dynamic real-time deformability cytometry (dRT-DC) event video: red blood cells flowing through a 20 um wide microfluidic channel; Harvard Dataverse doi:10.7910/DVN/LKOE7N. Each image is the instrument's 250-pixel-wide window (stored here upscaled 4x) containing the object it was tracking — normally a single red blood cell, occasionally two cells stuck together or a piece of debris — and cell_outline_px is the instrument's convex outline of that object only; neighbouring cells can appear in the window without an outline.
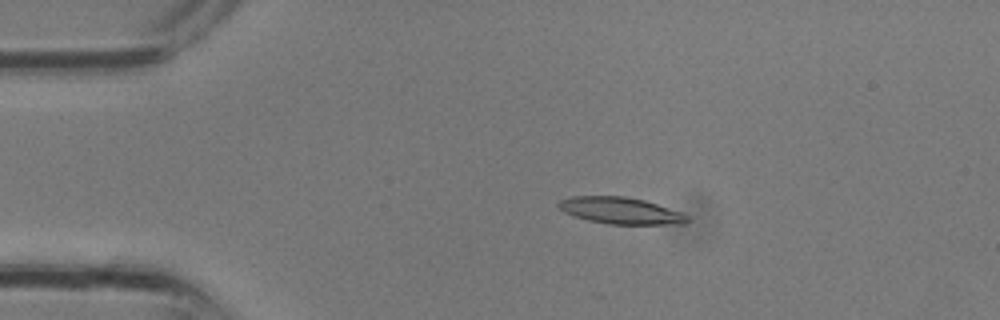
{"species": "common noctule bat (a hibernating species)", "species_latin": "Nyctalus noctula", "temperature_condition": "room temperature", "stored_images_in_passage": 13, "camera_frame_rate_fps": 3000, "um_per_image_px": 0.085, "animal": {"sex": "male", "body_mass_g": 13.3}, "frame": {"image": 1, "passage_image": 6, "time_ms": 1.667, "image_size_px": [1000, 320], "cell_outline_px": [[692, 220], [688, 224], [608, 224], [588, 220], [564, 212], [556, 204], [560, 200], [572, 196], [624, 196], [644, 200], [684, 212], [692, 216]], "centroid_in_image_um": [52.86, 17.91], "position_along_channel_um": 32.1, "area_um2": 20.29}}
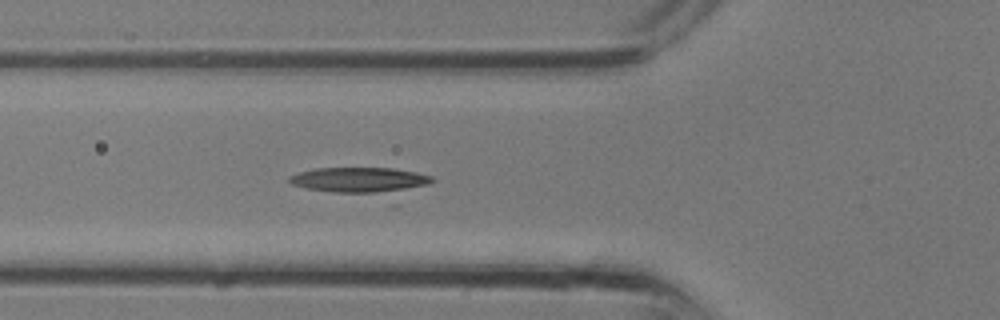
{"frame": {"image": 2, "passage_image": 11, "time_ms": 3.333, "image_size_px": [1000, 320], "cell_outline_px": [[436, 180], [396, 208], [392, 208], [308, 188], [292, 184], [288, 180], [288, 176], [300, 172], [316, 168], [392, 168], [416, 172], [432, 176]], "centroid_in_image_um": [31.06, 15.62], "position_along_channel_um": 94.7, "area_um2": 27.28}}
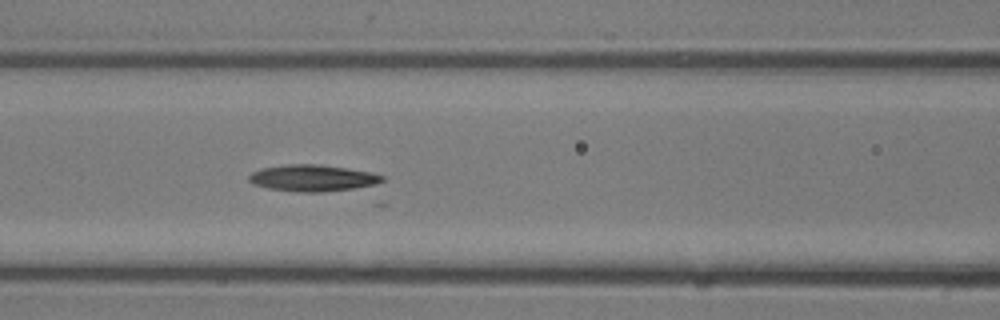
{"frame": {"image": 3, "passage_image": 13, "time_ms": 4.0, "image_size_px": [1000, 320], "cell_outline_px": [[384, 180], [372, 184], [352, 188], [324, 192], [300, 192], [268, 188], [252, 184], [248, 180], [248, 176], [252, 172], [260, 168], [288, 164], [320, 164], [348, 168], [372, 172], [384, 176]], "centroid_in_image_um": [26.52, 15.12], "position_along_channel_um": 140.1, "area_um2": 20.58}}